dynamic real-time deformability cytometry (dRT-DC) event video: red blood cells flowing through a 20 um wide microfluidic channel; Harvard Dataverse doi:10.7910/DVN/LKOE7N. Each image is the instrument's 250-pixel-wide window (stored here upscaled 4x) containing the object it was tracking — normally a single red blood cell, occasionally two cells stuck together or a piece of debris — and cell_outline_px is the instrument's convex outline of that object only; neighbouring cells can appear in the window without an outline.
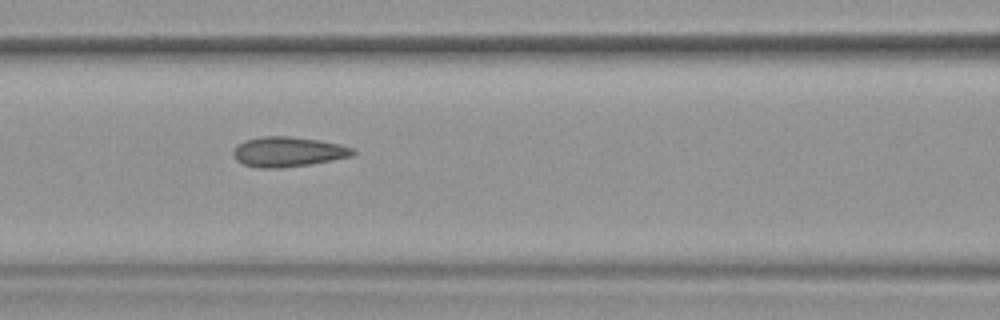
{"species": "common noctule bat (a hibernating species)", "species_latin": "Nyctalus noctula", "temperature_condition": "warm", "stored_images_in_passage": 54, "camera_frame_rate_fps": 3000, "um_per_image_px": 0.085, "animal": {"sex": "female", "body_mass_g": 19.9}, "frame": {"image": 1, "passage_image": 24, "time_ms": 7.667, "image_size_px": [1000, 320], "cell_outline_px": [[356, 152], [352, 156], [332, 160], [308, 164], [280, 168], [256, 168], [244, 164], [236, 160], [232, 152], [236, 144], [244, 140], [264, 136], [288, 136], [316, 140], [340, 144], [352, 148]], "centroid_in_image_um": [24.43, 12.9], "position_along_channel_um": 142.2, "area_um2": 20.81}, "authors_computed_cell_mechanics": {"area_um2": 20.9814, "velocity_mm_per_s": 3.8133, "shape_relaxation_time_tau1_ms": null, "shape_relaxation_time_tau2_ms": 1.7383, "deformation_change_tau1": null, "deformation_change_tau2": 0.0836}}